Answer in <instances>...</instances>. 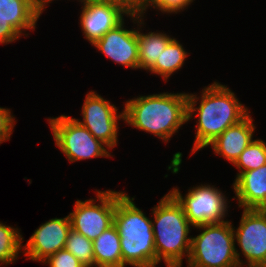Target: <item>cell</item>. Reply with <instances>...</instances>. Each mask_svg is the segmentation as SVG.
Here are the masks:
<instances>
[{"mask_svg":"<svg viewBox=\"0 0 266 267\" xmlns=\"http://www.w3.org/2000/svg\"><path fill=\"white\" fill-rule=\"evenodd\" d=\"M198 100L199 106L196 105ZM187 102L188 121L197 117L191 155L208 147V144L227 128L239 123L250 113L230 88L216 81L204 87L200 97L195 93H187Z\"/></svg>","mask_w":266,"mask_h":267,"instance_id":"obj_1","label":"cell"},{"mask_svg":"<svg viewBox=\"0 0 266 267\" xmlns=\"http://www.w3.org/2000/svg\"><path fill=\"white\" fill-rule=\"evenodd\" d=\"M187 107L185 92L139 95L125 102L123 121L168 142L188 122Z\"/></svg>","mask_w":266,"mask_h":267,"instance_id":"obj_2","label":"cell"},{"mask_svg":"<svg viewBox=\"0 0 266 267\" xmlns=\"http://www.w3.org/2000/svg\"><path fill=\"white\" fill-rule=\"evenodd\" d=\"M133 200L117 191L114 225L120 236L122 267H151L157 265L152 220Z\"/></svg>","mask_w":266,"mask_h":267,"instance_id":"obj_3","label":"cell"},{"mask_svg":"<svg viewBox=\"0 0 266 267\" xmlns=\"http://www.w3.org/2000/svg\"><path fill=\"white\" fill-rule=\"evenodd\" d=\"M151 210L157 265L164 260L165 265L182 266L190 253L192 226L182 206L168 192Z\"/></svg>","mask_w":266,"mask_h":267,"instance_id":"obj_4","label":"cell"},{"mask_svg":"<svg viewBox=\"0 0 266 267\" xmlns=\"http://www.w3.org/2000/svg\"><path fill=\"white\" fill-rule=\"evenodd\" d=\"M194 228L202 231L191 237L187 267H242L232 222L226 220Z\"/></svg>","mask_w":266,"mask_h":267,"instance_id":"obj_5","label":"cell"},{"mask_svg":"<svg viewBox=\"0 0 266 267\" xmlns=\"http://www.w3.org/2000/svg\"><path fill=\"white\" fill-rule=\"evenodd\" d=\"M56 146L68 161L110 157L109 148L96 139L76 118L67 115L48 118Z\"/></svg>","mask_w":266,"mask_h":267,"instance_id":"obj_6","label":"cell"},{"mask_svg":"<svg viewBox=\"0 0 266 267\" xmlns=\"http://www.w3.org/2000/svg\"><path fill=\"white\" fill-rule=\"evenodd\" d=\"M169 193L182 206L185 216L193 227L226 221L224 218L228 214V199L213 185L193 186L184 197L177 187H173Z\"/></svg>","mask_w":266,"mask_h":267,"instance_id":"obj_7","label":"cell"},{"mask_svg":"<svg viewBox=\"0 0 266 267\" xmlns=\"http://www.w3.org/2000/svg\"><path fill=\"white\" fill-rule=\"evenodd\" d=\"M97 199L75 202L69 214L71 229L94 241L102 232L114 224L117 191L96 190ZM99 203H95V202Z\"/></svg>","mask_w":266,"mask_h":267,"instance_id":"obj_8","label":"cell"},{"mask_svg":"<svg viewBox=\"0 0 266 267\" xmlns=\"http://www.w3.org/2000/svg\"><path fill=\"white\" fill-rule=\"evenodd\" d=\"M118 109L109 100H106L95 91L87 93L82 105V121L80 122L88 131L109 150L113 149L118 142V122L124 120V111L117 113Z\"/></svg>","mask_w":266,"mask_h":267,"instance_id":"obj_9","label":"cell"},{"mask_svg":"<svg viewBox=\"0 0 266 267\" xmlns=\"http://www.w3.org/2000/svg\"><path fill=\"white\" fill-rule=\"evenodd\" d=\"M234 239L241 249L242 267H263L266 263V209H242ZM248 265V266H247Z\"/></svg>","mask_w":266,"mask_h":267,"instance_id":"obj_10","label":"cell"},{"mask_svg":"<svg viewBox=\"0 0 266 267\" xmlns=\"http://www.w3.org/2000/svg\"><path fill=\"white\" fill-rule=\"evenodd\" d=\"M71 230L69 215L52 218L37 228L23 245L24 255L29 260L43 262L57 251L64 249Z\"/></svg>","mask_w":266,"mask_h":267,"instance_id":"obj_11","label":"cell"},{"mask_svg":"<svg viewBox=\"0 0 266 267\" xmlns=\"http://www.w3.org/2000/svg\"><path fill=\"white\" fill-rule=\"evenodd\" d=\"M81 3L83 7L79 17L80 27L85 39L91 45L120 24L124 20V15L129 16L125 10L115 4L93 0H84Z\"/></svg>","mask_w":266,"mask_h":267,"instance_id":"obj_12","label":"cell"},{"mask_svg":"<svg viewBox=\"0 0 266 267\" xmlns=\"http://www.w3.org/2000/svg\"><path fill=\"white\" fill-rule=\"evenodd\" d=\"M124 20L109 30L93 46L113 62L139 69L137 29H125Z\"/></svg>","mask_w":266,"mask_h":267,"instance_id":"obj_13","label":"cell"},{"mask_svg":"<svg viewBox=\"0 0 266 267\" xmlns=\"http://www.w3.org/2000/svg\"><path fill=\"white\" fill-rule=\"evenodd\" d=\"M250 113L239 123L227 128L222 134L208 144L213 148L214 154L222 156L234 164L239 155L253 141L255 124Z\"/></svg>","mask_w":266,"mask_h":267,"instance_id":"obj_14","label":"cell"},{"mask_svg":"<svg viewBox=\"0 0 266 267\" xmlns=\"http://www.w3.org/2000/svg\"><path fill=\"white\" fill-rule=\"evenodd\" d=\"M232 187L239 208L266 209V164L241 173Z\"/></svg>","mask_w":266,"mask_h":267,"instance_id":"obj_15","label":"cell"},{"mask_svg":"<svg viewBox=\"0 0 266 267\" xmlns=\"http://www.w3.org/2000/svg\"><path fill=\"white\" fill-rule=\"evenodd\" d=\"M41 16L37 0H0V17L7 20L20 35L35 30Z\"/></svg>","mask_w":266,"mask_h":267,"instance_id":"obj_16","label":"cell"},{"mask_svg":"<svg viewBox=\"0 0 266 267\" xmlns=\"http://www.w3.org/2000/svg\"><path fill=\"white\" fill-rule=\"evenodd\" d=\"M133 23H137V41L139 51V69L150 71L157 59L163 53L168 42L173 38L164 32H148L142 33L140 28L144 24V15H129ZM136 21V22H135ZM140 25V26H139ZM140 27V28H139Z\"/></svg>","mask_w":266,"mask_h":267,"instance_id":"obj_17","label":"cell"},{"mask_svg":"<svg viewBox=\"0 0 266 267\" xmlns=\"http://www.w3.org/2000/svg\"><path fill=\"white\" fill-rule=\"evenodd\" d=\"M95 267H122L120 236L113 224L93 241Z\"/></svg>","mask_w":266,"mask_h":267,"instance_id":"obj_18","label":"cell"},{"mask_svg":"<svg viewBox=\"0 0 266 267\" xmlns=\"http://www.w3.org/2000/svg\"><path fill=\"white\" fill-rule=\"evenodd\" d=\"M188 55L183 45L176 38H172L149 72L160 75L167 82L174 72L183 67Z\"/></svg>","mask_w":266,"mask_h":267,"instance_id":"obj_19","label":"cell"},{"mask_svg":"<svg viewBox=\"0 0 266 267\" xmlns=\"http://www.w3.org/2000/svg\"><path fill=\"white\" fill-rule=\"evenodd\" d=\"M23 240L18 228L0 222V266L16 261L22 252Z\"/></svg>","mask_w":266,"mask_h":267,"instance_id":"obj_20","label":"cell"},{"mask_svg":"<svg viewBox=\"0 0 266 267\" xmlns=\"http://www.w3.org/2000/svg\"><path fill=\"white\" fill-rule=\"evenodd\" d=\"M266 164V142L254 139L233 164L239 169L236 178L243 172L255 170Z\"/></svg>","mask_w":266,"mask_h":267,"instance_id":"obj_21","label":"cell"},{"mask_svg":"<svg viewBox=\"0 0 266 267\" xmlns=\"http://www.w3.org/2000/svg\"><path fill=\"white\" fill-rule=\"evenodd\" d=\"M65 249L72 253L85 267H95L93 241L72 229L66 239Z\"/></svg>","mask_w":266,"mask_h":267,"instance_id":"obj_22","label":"cell"},{"mask_svg":"<svg viewBox=\"0 0 266 267\" xmlns=\"http://www.w3.org/2000/svg\"><path fill=\"white\" fill-rule=\"evenodd\" d=\"M193 1L194 0H146V11L150 6L154 9H158L162 13L177 14L181 10L184 11Z\"/></svg>","mask_w":266,"mask_h":267,"instance_id":"obj_23","label":"cell"},{"mask_svg":"<svg viewBox=\"0 0 266 267\" xmlns=\"http://www.w3.org/2000/svg\"><path fill=\"white\" fill-rule=\"evenodd\" d=\"M49 267H85L72 253L65 248L57 251L42 262Z\"/></svg>","mask_w":266,"mask_h":267,"instance_id":"obj_24","label":"cell"},{"mask_svg":"<svg viewBox=\"0 0 266 267\" xmlns=\"http://www.w3.org/2000/svg\"><path fill=\"white\" fill-rule=\"evenodd\" d=\"M15 122L16 120L11 114V110L0 107V144L10 139Z\"/></svg>","mask_w":266,"mask_h":267,"instance_id":"obj_25","label":"cell"},{"mask_svg":"<svg viewBox=\"0 0 266 267\" xmlns=\"http://www.w3.org/2000/svg\"><path fill=\"white\" fill-rule=\"evenodd\" d=\"M111 3L120 6L129 15H144L146 12V0H93Z\"/></svg>","mask_w":266,"mask_h":267,"instance_id":"obj_26","label":"cell"},{"mask_svg":"<svg viewBox=\"0 0 266 267\" xmlns=\"http://www.w3.org/2000/svg\"><path fill=\"white\" fill-rule=\"evenodd\" d=\"M20 34L9 24L7 20L0 17V43L8 44L20 38Z\"/></svg>","mask_w":266,"mask_h":267,"instance_id":"obj_27","label":"cell"},{"mask_svg":"<svg viewBox=\"0 0 266 267\" xmlns=\"http://www.w3.org/2000/svg\"><path fill=\"white\" fill-rule=\"evenodd\" d=\"M51 1L53 0H37V7L41 14L43 13V11H45L44 8H46L48 3H51ZM78 1L83 2L84 0H78Z\"/></svg>","mask_w":266,"mask_h":267,"instance_id":"obj_28","label":"cell"},{"mask_svg":"<svg viewBox=\"0 0 266 267\" xmlns=\"http://www.w3.org/2000/svg\"><path fill=\"white\" fill-rule=\"evenodd\" d=\"M167 267H182V266H177V265H166ZM151 267H156V265L151 266Z\"/></svg>","mask_w":266,"mask_h":267,"instance_id":"obj_29","label":"cell"}]
</instances>
